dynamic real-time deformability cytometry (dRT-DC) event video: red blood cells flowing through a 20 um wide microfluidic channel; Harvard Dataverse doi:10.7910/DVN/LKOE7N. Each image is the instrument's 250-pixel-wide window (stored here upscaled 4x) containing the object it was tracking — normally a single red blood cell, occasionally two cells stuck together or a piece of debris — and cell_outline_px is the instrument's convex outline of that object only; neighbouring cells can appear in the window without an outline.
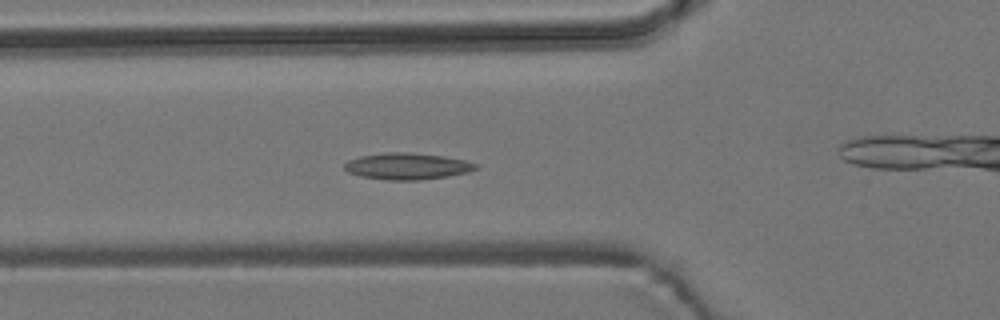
{"species": "common noctule bat (a hibernating species)", "species_latin": "Nyctalus noctula", "temperature_condition": "room temperature", "stored_images_in_passage": 18, "camera_frame_rate_fps": 3000, "um_per_image_px": 0.085, "animal": {"sex": "male", "body_mass_g": 19.2, "forearm_length_mm": 51.8}, "frame": {"image": 1, "passage_image": 8, "time_ms": 2.333, "image_size_px": [1000, 320], "cell_outline_px": [[480, 168], [468, 172], [448, 176], [420, 180], [388, 180], [360, 176], [348, 172], [344, 168], [344, 164], [348, 160], [360, 156], [384, 152], [408, 152], [444, 156], [464, 160], [476, 164]], "centroid_in_image_um": [34.61, 14.12], "position_along_channel_um": 91.2, "area_um2": 20.35}}
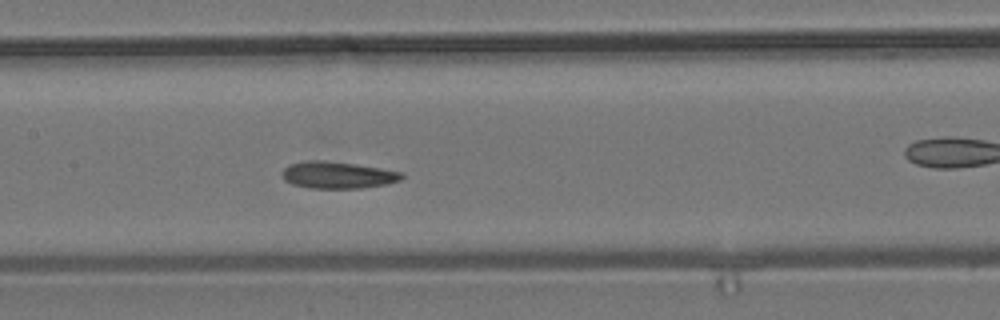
{"frame": {"image": 2, "passage_image": 15, "time_ms": 4.667, "image_size_px": [1000, 320], "cell_outline_px": [[404, 176], [400, 180], [384, 184], [360, 188], [308, 188], [292, 184], [284, 180], [280, 172], [288, 164], [308, 160], [324, 160], [380, 168], [404, 172]], "centroid_in_image_um": [28.65, 14.87], "position_along_channel_um": 178.8, "area_um2": 18.73}}